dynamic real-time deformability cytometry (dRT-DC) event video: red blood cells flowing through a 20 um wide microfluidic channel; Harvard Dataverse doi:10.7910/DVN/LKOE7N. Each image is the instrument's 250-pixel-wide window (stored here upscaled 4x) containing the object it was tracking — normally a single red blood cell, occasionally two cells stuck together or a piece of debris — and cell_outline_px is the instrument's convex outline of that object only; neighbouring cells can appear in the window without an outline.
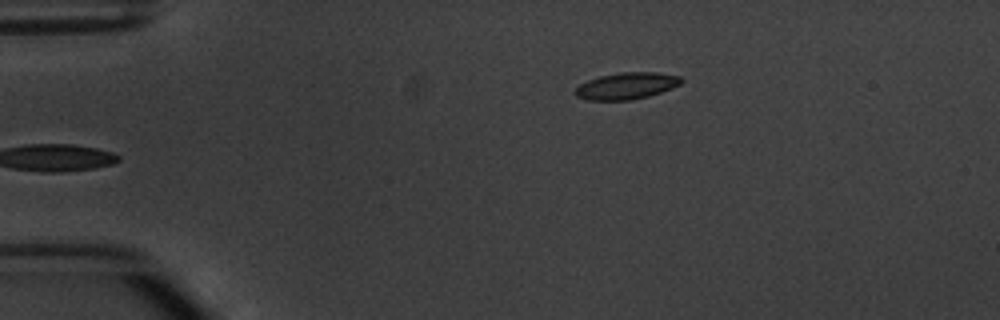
{"species": "common noctule bat (a hibernating species)", "species_latin": "Nyctalus noctula", "temperature_condition": "warm", "stored_images_in_passage": 6, "camera_frame_rate_fps": 3000, "um_per_image_px": 0.085, "animal": {"sex": "male", "body_mass_g": 20.1, "forearm_length_mm": 53.5}, "frame": {"image": 1, "passage_image": 6, "time_ms": 7.0, "image_size_px": [1000, 320], "cell_outline_px": [[684, 80], [680, 84], [672, 88], [648, 96], [632, 100], [588, 100], [576, 96], [572, 92], [580, 84], [588, 80], [600, 76], [620, 72], [656, 72], [680, 76]], "centroid_in_image_um": [53.24, 7.3], "position_along_channel_um": 31.8, "area_um2": 16.53}}